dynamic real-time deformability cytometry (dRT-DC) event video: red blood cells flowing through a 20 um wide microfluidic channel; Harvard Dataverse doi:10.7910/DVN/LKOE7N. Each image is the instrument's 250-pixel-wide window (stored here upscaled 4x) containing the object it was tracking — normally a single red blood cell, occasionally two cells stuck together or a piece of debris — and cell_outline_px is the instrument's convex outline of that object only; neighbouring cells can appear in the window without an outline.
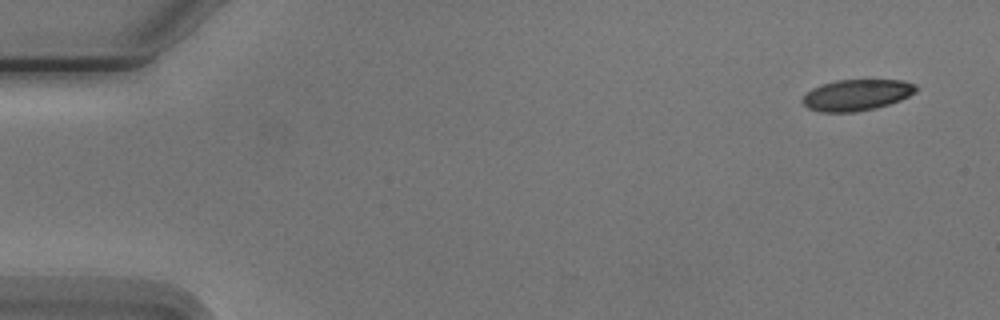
{"species": "Egyptian fruit bat (a non-hibernating species)", "species_latin": "Rousettus aegyptiacus", "temperature_condition": "cold", "stored_images_in_passage": 6, "camera_frame_rate_fps": 3000, "um_per_image_px": 0.085, "animal": {"sex": "male"}, "frame": {"image": 1, "passage_image": 1, "time_ms": 0.0, "image_size_px": [1000, 320], "cell_outline_px": [[916, 92], [900, 100], [876, 108], [856, 112], [820, 112], [808, 108], [800, 100], [812, 88], [820, 84], [836, 80], [900, 80], [916, 84]], "centroid_in_image_um": [72.79, 8.07], "position_along_channel_um": 12.2, "area_um2": 20.63}}
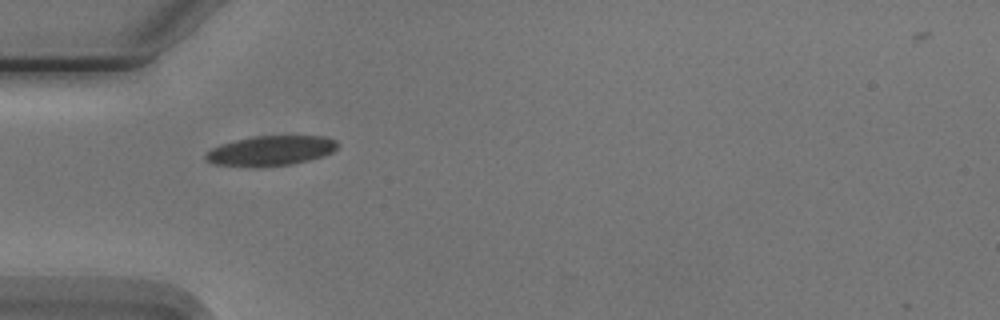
{"frame": {"image": 2, "passage_image": 5, "time_ms": 4.667, "image_size_px": [1000, 320], "cell_outline_px": [[336, 148], [332, 152], [324, 156], [292, 164], [212, 164], [204, 160], [204, 152], [220, 144], [252, 136], [324, 136], [336, 140]], "centroid_in_image_um": [23.01, 12.76], "position_along_channel_um": 62.0, "area_um2": 22.2}}
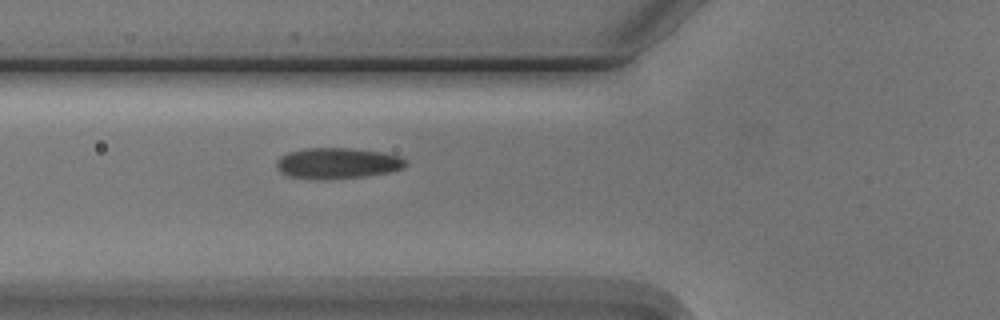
{"frame": {"image": 3, "passage_image": 6, "time_ms": 5.667, "image_size_px": [1000, 320], "cell_outline_px": [[408, 164], [400, 168], [388, 172], [368, 176], [332, 180], [308, 180], [288, 176], [280, 172], [276, 168], [276, 160], [280, 156], [288, 152], [304, 148], [352, 148], [380, 152], [400, 156]], "centroid_in_image_um": [28.6, 13.9], "position_along_channel_um": 97.2, "area_um2": 23.7}}